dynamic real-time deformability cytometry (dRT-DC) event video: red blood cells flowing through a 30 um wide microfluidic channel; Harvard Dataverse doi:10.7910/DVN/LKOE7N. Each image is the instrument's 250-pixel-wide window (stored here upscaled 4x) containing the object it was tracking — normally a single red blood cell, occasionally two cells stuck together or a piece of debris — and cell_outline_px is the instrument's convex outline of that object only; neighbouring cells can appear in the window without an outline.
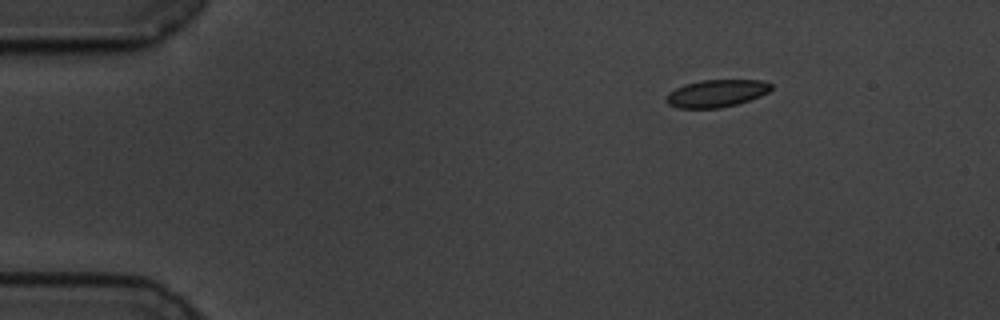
{"species": "common noctule bat (a hibernating species)", "species_latin": "Nyctalus noctula", "temperature_condition": "cold", "stored_images_in_passage": 9, "camera_frame_rate_fps": 3000, "um_per_image_px": 0.085, "animal": {"sex": "male", "body_mass_g": 19.5, "forearm_length_mm": 54.6}, "frame": {"image": 1, "passage_image": 1, "time_ms": 0.0, "image_size_px": [1000, 320], "cell_outline_px": [[772, 88], [768, 92], [760, 96], [736, 104], [720, 108], [676, 108], [668, 104], [668, 92], [684, 84], [700, 80], [764, 80], [772, 84]], "centroid_in_image_um": [60.91, 7.93], "position_along_channel_um": 24.1, "area_um2": 16.7}}